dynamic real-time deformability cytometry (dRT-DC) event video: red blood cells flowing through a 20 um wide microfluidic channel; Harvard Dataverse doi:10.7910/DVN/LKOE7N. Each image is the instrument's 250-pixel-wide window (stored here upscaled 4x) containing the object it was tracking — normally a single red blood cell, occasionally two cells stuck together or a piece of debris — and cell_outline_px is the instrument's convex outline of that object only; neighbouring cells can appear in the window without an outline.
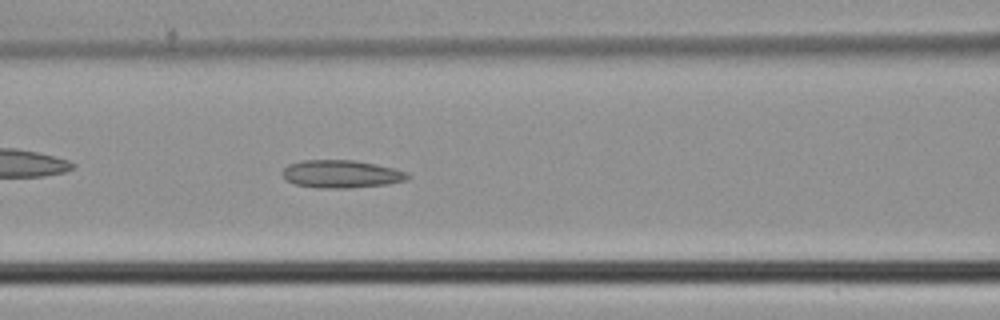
{"species": "common noctule bat (a hibernating species)", "species_latin": "Nyctalus noctula", "temperature_condition": "cold", "stored_images_in_passage": 36, "camera_frame_rate_fps": 3000, "um_per_image_px": 0.085, "animal": {"sex": "male", "body_mass_g": 21.5, "forearm_length_mm": 52.0}, "frame": {"image": 1, "passage_image": 8, "time_ms": 2.333, "image_size_px": [1000, 320], "cell_outline_px": [[412, 176], [408, 180], [388, 184], [348, 188], [316, 188], [296, 184], [288, 180], [284, 176], [284, 168], [288, 164], [304, 160], [356, 160], [392, 168], [408, 172]], "centroid_in_image_um": [29.06, 14.79], "position_along_channel_um": 137.5, "area_um2": 20.23}}
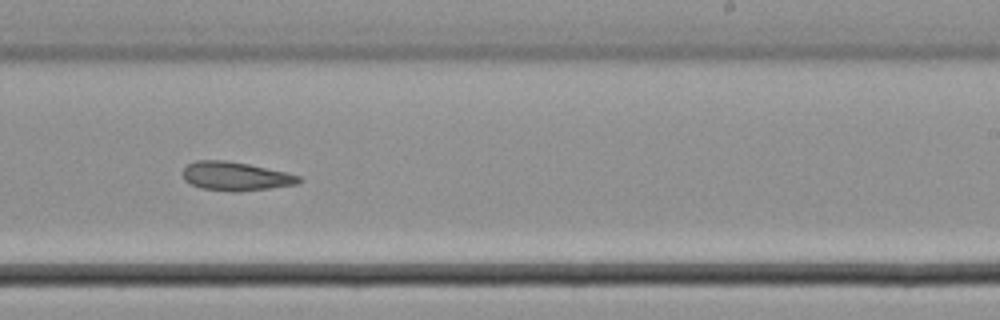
{"frame": {"image": 2, "passage_image": 17, "time_ms": 5.333, "image_size_px": [1000, 320], "cell_outline_px": [[304, 180], [296, 184], [240, 192], [232, 192], [200, 188], [184, 180], [184, 168], [188, 164], [196, 160], [228, 160], [248, 164], [284, 172], [300, 176]], "centroid_in_image_um": [20.01, 14.98], "position_along_channel_um": 269.0, "area_um2": 19.36}}
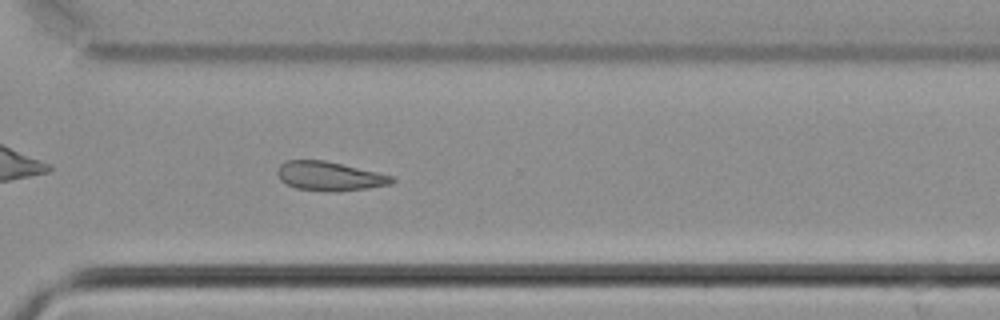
{"frame": {"image": 3, "passage_image": 22, "time_ms": 7.0, "image_size_px": [1000, 320], "cell_outline_px": [[396, 180], [392, 184], [368, 188], [332, 192], [296, 188], [284, 184], [280, 180], [276, 172], [280, 164], [284, 160], [324, 160], [376, 172], [392, 176]], "centroid_in_image_um": [27.97, 14.97], "position_along_channel_um": 342.6, "area_um2": 19.42}}